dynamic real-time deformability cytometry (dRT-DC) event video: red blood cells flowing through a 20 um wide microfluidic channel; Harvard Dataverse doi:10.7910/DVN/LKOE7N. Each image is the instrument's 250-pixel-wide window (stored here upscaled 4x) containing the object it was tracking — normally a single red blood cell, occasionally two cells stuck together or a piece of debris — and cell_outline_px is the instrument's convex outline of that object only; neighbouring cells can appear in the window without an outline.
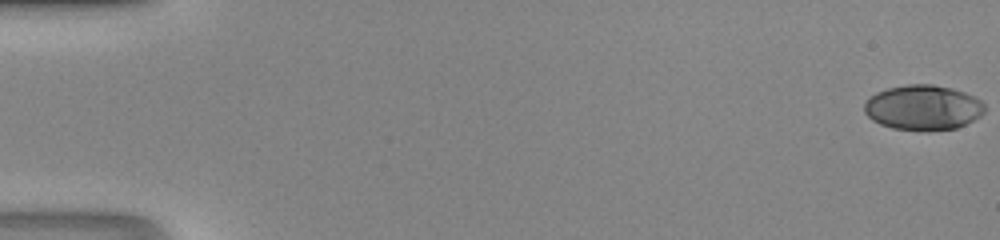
{"species": "human", "species_latin": "Homo sapiens", "temperature_condition": "room temperature", "stored_images_in_passage": 49, "camera_frame_rate_fps": 3000, "um_per_image_px": 0.085, "donor": {"sex": "male"}, "frame": {"image": 1, "passage_image": 1, "time_ms": 0.0, "image_size_px": [1000, 240], "cell_outline_px": [[984, 112], [972, 120], [956, 128], [892, 128], [880, 124], [872, 120], [864, 112], [864, 104], [876, 92], [888, 88], [908, 84], [932, 84], [964, 92], [980, 100], [984, 104]], "centroid_in_image_um": [78.42, 9.1], "position_along_channel_um": 6.6, "area_um2": 30.58}}
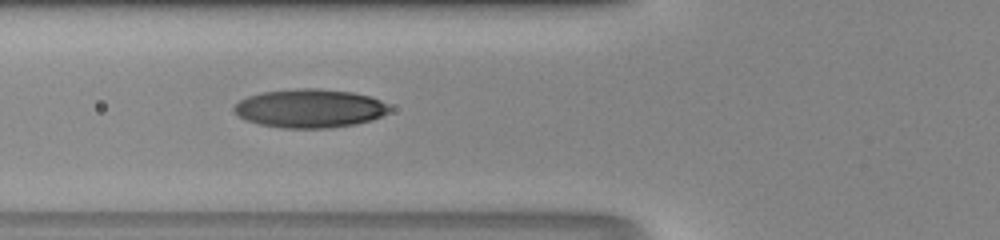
{"frame": {"image": 2, "passage_image": 20, "time_ms": 6.333, "image_size_px": [1000, 240], "cell_outline_px": [[392, 108], [388, 112], [372, 120], [356, 124], [328, 128], [280, 128], [260, 124], [244, 120], [232, 108], [240, 100], [248, 96], [264, 92], [300, 88], [320, 88], [352, 92], [368, 96], [380, 100], [388, 104]], "centroid_in_image_um": [26.34, 9.21], "position_along_channel_um": 99.5, "area_um2": 34.97}}
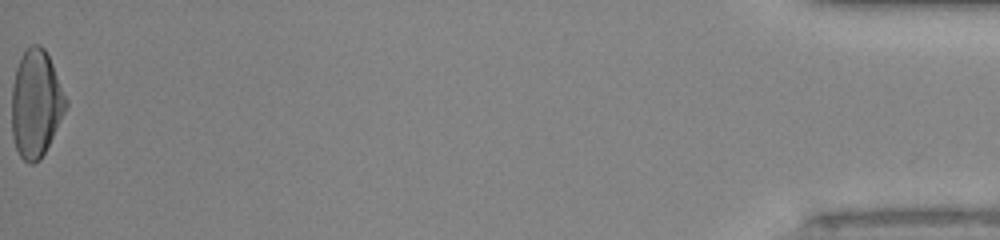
{"frame": {"image": 3, "passage_image": 49, "time_ms": 16.0, "image_size_px": [1000, 240], "cell_outline_px": [[68, 104], [40, 160], [32, 164], [28, 164], [20, 156], [16, 148], [12, 136], [12, 88], [16, 68], [24, 52], [32, 44], [40, 44], [44, 48], [52, 64], [68, 100]], "centroid_in_image_um": [3.04, 8.81], "position_along_channel_um": 432.2, "area_um2": 33.47}}